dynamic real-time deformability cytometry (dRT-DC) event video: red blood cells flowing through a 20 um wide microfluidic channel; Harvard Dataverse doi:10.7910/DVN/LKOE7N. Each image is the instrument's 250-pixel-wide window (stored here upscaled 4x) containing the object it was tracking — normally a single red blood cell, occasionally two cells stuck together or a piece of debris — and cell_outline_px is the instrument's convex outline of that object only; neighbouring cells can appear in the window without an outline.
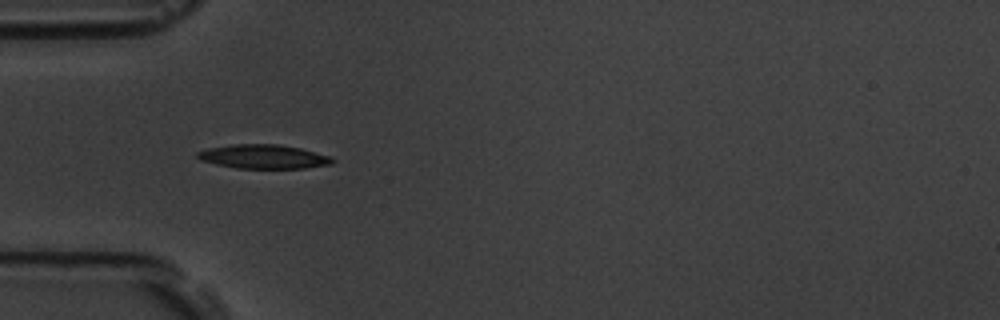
{"species": "common noctule bat (a hibernating species)", "species_latin": "Nyctalus noctula", "temperature_condition": "room temperature", "stored_images_in_passage": 41, "camera_frame_rate_fps": 3000, "um_per_image_px": 0.085, "animal": {"sex": "male", "body_mass_g": 19.5, "forearm_length_mm": 54.6}, "frame": {"image": 1, "passage_image": 1, "time_ms": 0.0, "image_size_px": [1000, 320], "cell_outline_px": [[336, 160], [332, 164], [304, 168], [236, 168], [216, 164], [200, 160], [196, 156], [196, 152], [208, 148], [232, 144], [276, 144], [300, 148], [332, 156]], "centroid_in_image_um": [22.41, 13.31], "position_along_channel_um": 62.6, "area_um2": 18.96}}
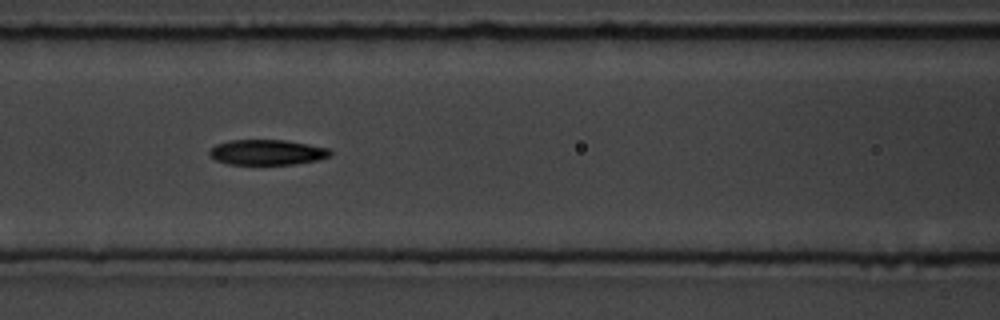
{"frame": {"image": 2, "passage_image": 8, "time_ms": 2.333, "image_size_px": [1000, 320], "cell_outline_px": [[332, 152], [328, 156], [320, 160], [296, 164], [228, 164], [216, 160], [208, 156], [208, 152], [216, 144], [228, 140], [284, 140], [308, 144], [328, 148]], "centroid_in_image_um": [22.68, 12.94], "position_along_channel_um": 143.9, "area_um2": 17.86}}
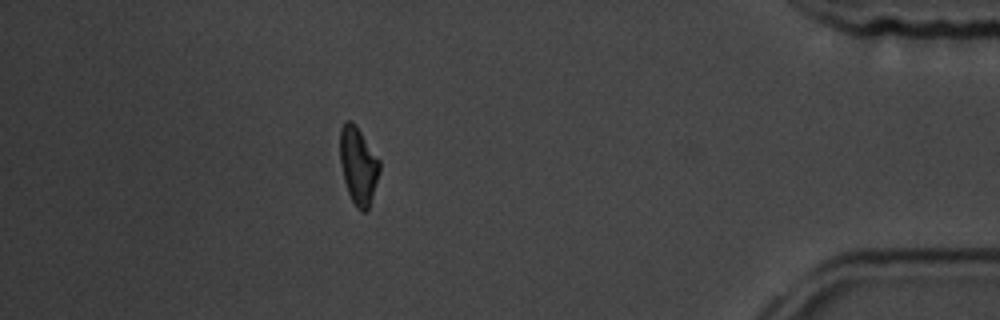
{"frame": {"image": 3, "passage_image": 34, "time_ms": 11.0, "image_size_px": [1000, 320], "cell_outline_px": [[380, 172], [368, 208], [364, 212], [360, 212], [356, 208], [348, 192], [344, 180], [340, 164], [340, 128], [344, 120], [352, 120], [356, 124], [380, 160]], "centroid_in_image_um": [30.44, 14.03], "position_along_channel_um": 404.8, "area_um2": 17.98}, "authors_computed_cell_mechanics": {"area_um2": 18.3804, "velocity_mm_per_s": 3.5501, "shape_relaxation_time_tau1_ms": 3.4805, "shape_relaxation_time_tau2_ms": 2.2297, "deformation_change_tau1": 0.1492, "deformation_change_tau2": 0.0823}}